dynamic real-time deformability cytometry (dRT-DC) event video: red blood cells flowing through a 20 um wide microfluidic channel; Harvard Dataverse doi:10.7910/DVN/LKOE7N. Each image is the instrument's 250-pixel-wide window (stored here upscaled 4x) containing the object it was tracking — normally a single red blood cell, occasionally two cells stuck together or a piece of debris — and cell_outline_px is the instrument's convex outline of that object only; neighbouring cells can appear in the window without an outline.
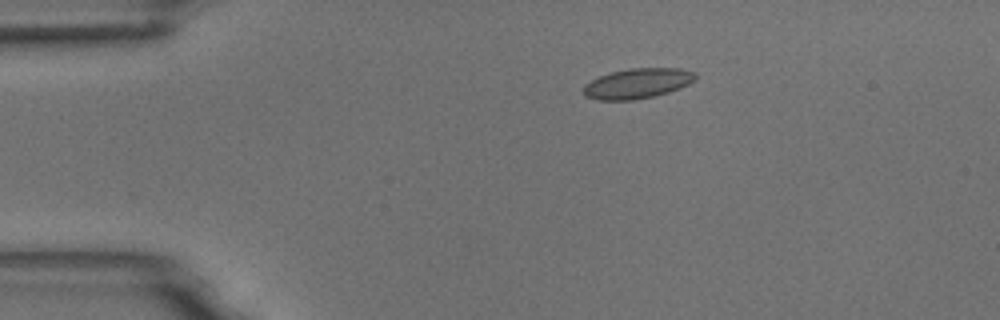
{"species": "common noctule bat (a hibernating species)", "species_latin": "Nyctalus noctula", "temperature_condition": "room temperature", "stored_images_in_passage": 10, "camera_frame_rate_fps": 3000, "um_per_image_px": 0.085, "animal": {"sex": "male", "body_mass_g": 18.8}, "frame": {"image": 1, "passage_image": 4, "time_ms": 1.0, "image_size_px": [1000, 320], "cell_outline_px": [[696, 80], [680, 88], [668, 92], [652, 96], [632, 100], [596, 100], [584, 96], [584, 84], [600, 76], [612, 72], [628, 68], [680, 68], [696, 72]], "centroid_in_image_um": [54.19, 7.09], "position_along_channel_um": 30.8, "area_um2": 19.65}}
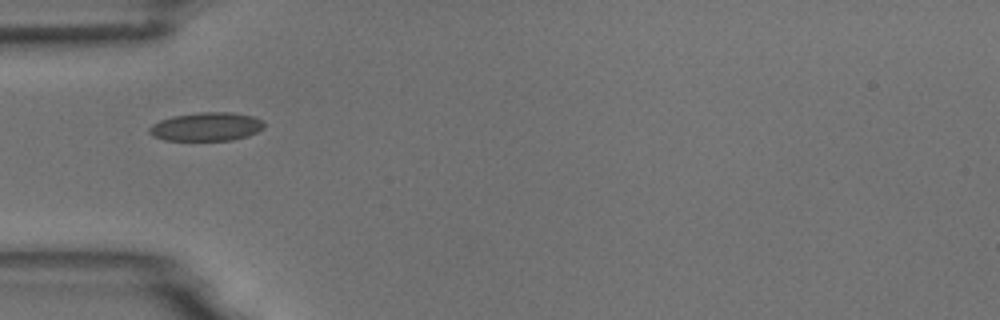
{"frame": {"image": 2, "passage_image": 6, "time_ms": 1.667, "image_size_px": [1000, 320], "cell_outline_px": [[264, 128], [248, 136], [232, 140], [164, 140], [152, 136], [148, 132], [148, 128], [152, 124], [160, 120], [172, 116], [200, 112], [232, 112], [252, 116], [264, 120]], "centroid_in_image_um": [17.54, 10.76], "position_along_channel_um": 67.5, "area_um2": 19.25}}
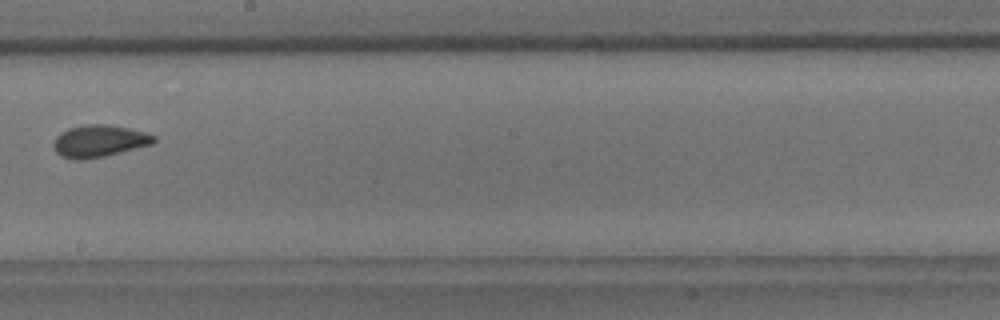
{"frame": {"image": 3, "passage_image": 10, "time_ms": 3.0, "image_size_px": [1000, 320], "cell_outline_px": [[156, 140], [152, 144], [104, 156], [80, 160], [72, 160], [60, 156], [56, 152], [52, 144], [56, 136], [60, 132], [68, 128], [84, 124], [104, 124], [128, 128], [148, 132], [156, 136]], "centroid_in_image_um": [8.4, 11.98], "position_along_channel_um": 239.8, "area_um2": 18.9}}